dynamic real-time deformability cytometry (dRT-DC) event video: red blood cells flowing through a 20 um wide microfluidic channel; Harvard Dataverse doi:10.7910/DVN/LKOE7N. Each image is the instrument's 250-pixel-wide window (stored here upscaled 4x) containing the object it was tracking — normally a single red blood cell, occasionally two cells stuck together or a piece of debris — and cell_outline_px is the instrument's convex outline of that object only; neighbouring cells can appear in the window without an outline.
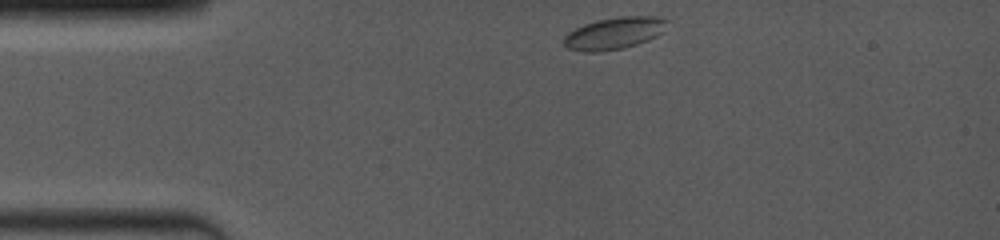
{"species": "common noctule bat (a hibernating species)", "species_latin": "Nyctalus noctula", "temperature_condition": "room temperature", "stored_images_in_passage": 3, "camera_frame_rate_fps": 4000, "um_per_image_px": 0.085, "animal": {"sex": "female", "body_mass_g": 19.0, "forearm_length_mm": 53.3}, "frame": {"image": 1, "passage_image": 1, "time_ms": 0.0, "image_size_px": [1000, 240], "cell_outline_px": [[668, 20], [660, 32], [656, 36], [648, 40], [624, 48], [596, 52], [584, 52], [568, 48], [564, 44], [564, 36], [568, 32], [584, 24], [596, 20], [620, 16], [656, 16]], "centroid_in_image_um": [52.17, 2.82], "position_along_channel_um": 32.8, "area_um2": 19.07}}